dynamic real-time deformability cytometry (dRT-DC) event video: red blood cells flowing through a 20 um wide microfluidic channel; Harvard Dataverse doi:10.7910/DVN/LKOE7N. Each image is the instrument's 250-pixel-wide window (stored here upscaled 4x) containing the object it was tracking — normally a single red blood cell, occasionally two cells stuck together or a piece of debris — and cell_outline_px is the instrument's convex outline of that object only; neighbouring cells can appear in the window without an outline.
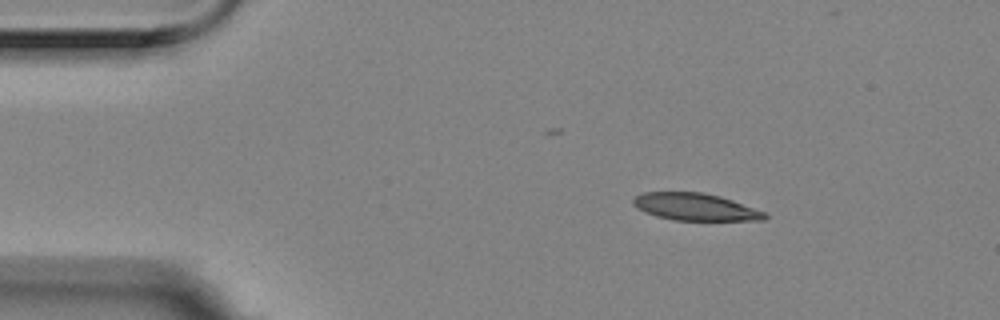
{"species": "Egyptian fruit bat (a non-hibernating species)", "species_latin": "Rousettus aegyptiacus", "temperature_condition": "room temperature", "stored_images_in_passage": 2, "camera_frame_rate_fps": 3000, "um_per_image_px": 0.085, "animal": {"sex": "female"}, "frame": {"image": 1, "passage_image": 1, "time_ms": 0.0, "image_size_px": [1000, 320], "cell_outline_px": [[768, 216], [764, 220], [676, 220], [656, 216], [632, 204], [632, 200], [636, 196], [644, 192], [704, 192], [720, 196], [732, 200], [764, 212]], "centroid_in_image_um": [59.11, 17.58], "position_along_channel_um": 25.9, "area_um2": 20.52}}